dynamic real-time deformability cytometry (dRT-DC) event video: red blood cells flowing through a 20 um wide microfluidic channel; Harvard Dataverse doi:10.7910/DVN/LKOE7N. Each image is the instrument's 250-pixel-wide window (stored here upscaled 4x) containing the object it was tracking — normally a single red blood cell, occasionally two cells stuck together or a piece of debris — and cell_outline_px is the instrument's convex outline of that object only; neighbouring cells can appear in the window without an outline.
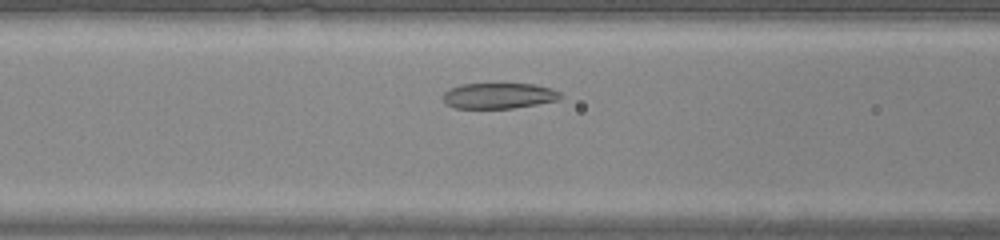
{"species": "common noctule bat (a hibernating species)", "species_latin": "Nyctalus noctula", "temperature_condition": "warm", "stored_images_in_passage": 32, "camera_frame_rate_fps": 3000, "um_per_image_px": 0.085, "animal": {"sex": "male", "body_mass_g": 20.0, "forearm_length_mm": 53.3}, "frame": {"image": 1, "passage_image": 10, "time_ms": 3.0, "image_size_px": [1000, 240], "cell_outline_px": [[564, 96], [560, 100], [512, 108], [452, 108], [444, 104], [444, 92], [448, 88], [460, 84], [536, 84], [552, 88], [560, 92]], "centroid_in_image_um": [42.4, 8.13], "position_along_channel_um": 124.2, "area_um2": 17.8}}
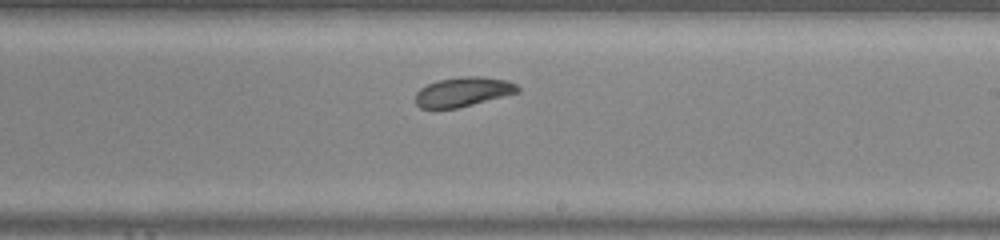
{"frame": {"image": 2, "passage_image": 19, "time_ms": 6.0, "image_size_px": [1000, 240], "cell_outline_px": [[520, 92], [456, 108], [420, 108], [416, 104], [416, 92], [420, 88], [428, 84], [440, 80], [464, 76], [484, 76], [508, 80], [516, 84], [520, 88]], "centroid_in_image_um": [39.39, 7.79], "position_along_channel_um": 249.6, "area_um2": 17.46}}
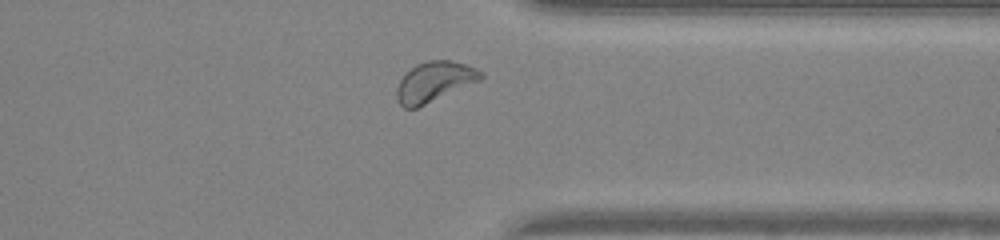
{"frame": {"image": 3, "passage_image": 28, "time_ms": 9.0, "image_size_px": [1000, 240], "cell_outline_px": [[484, 76], [480, 80], [416, 108], [404, 108], [396, 100], [396, 88], [400, 80], [416, 64], [428, 60], [452, 60], [476, 68], [484, 72]], "centroid_in_image_um": [36.91, 6.94], "position_along_channel_um": 374.5, "area_um2": 19.42}, "authors_computed_cell_mechanics": {"area_um2": 18.1492, "velocity_mm_per_s": 4.1959, "shape_relaxation_time_tau1_ms": 2.1115, "shape_relaxation_time_tau2_ms": null, "deformation_change_tau1": 0.0992, "deformation_change_tau2": null}}